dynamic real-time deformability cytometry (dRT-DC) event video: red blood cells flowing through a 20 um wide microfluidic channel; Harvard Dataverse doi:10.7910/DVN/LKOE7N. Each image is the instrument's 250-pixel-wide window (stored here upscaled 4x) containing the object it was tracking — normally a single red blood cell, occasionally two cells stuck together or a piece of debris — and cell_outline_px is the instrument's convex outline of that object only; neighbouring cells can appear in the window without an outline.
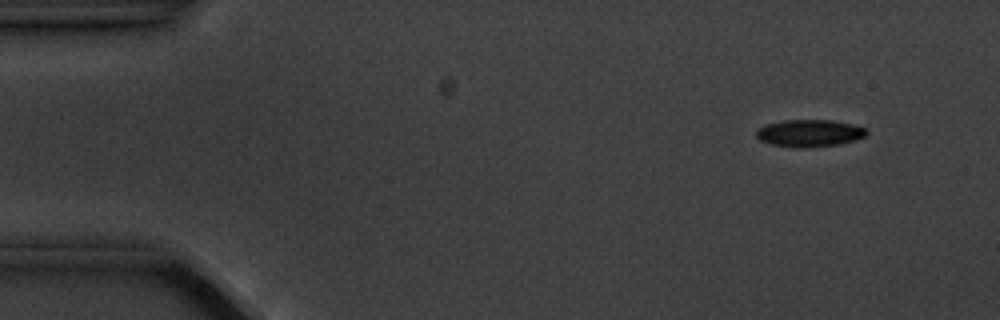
{"species": "common noctule bat (a hibernating species)", "species_latin": "Nyctalus noctula", "temperature_condition": "cold", "stored_images_in_passage": 5, "camera_frame_rate_fps": 3000, "um_per_image_px": 0.085, "animal": {"sex": "male", "body_mass_g": 20.1, "forearm_length_mm": 53.5}, "frame": {"image": 1, "passage_image": 2, "time_ms": 1.0, "image_size_px": [1000, 320], "cell_outline_px": [[868, 132], [864, 136], [840, 144], [772, 144], [760, 140], [756, 136], [756, 132], [760, 128], [768, 124], [784, 120], [832, 120], [852, 124], [864, 128]], "centroid_in_image_um": [68.83, 11.25], "position_along_channel_um": 16.2, "area_um2": 16.13}}